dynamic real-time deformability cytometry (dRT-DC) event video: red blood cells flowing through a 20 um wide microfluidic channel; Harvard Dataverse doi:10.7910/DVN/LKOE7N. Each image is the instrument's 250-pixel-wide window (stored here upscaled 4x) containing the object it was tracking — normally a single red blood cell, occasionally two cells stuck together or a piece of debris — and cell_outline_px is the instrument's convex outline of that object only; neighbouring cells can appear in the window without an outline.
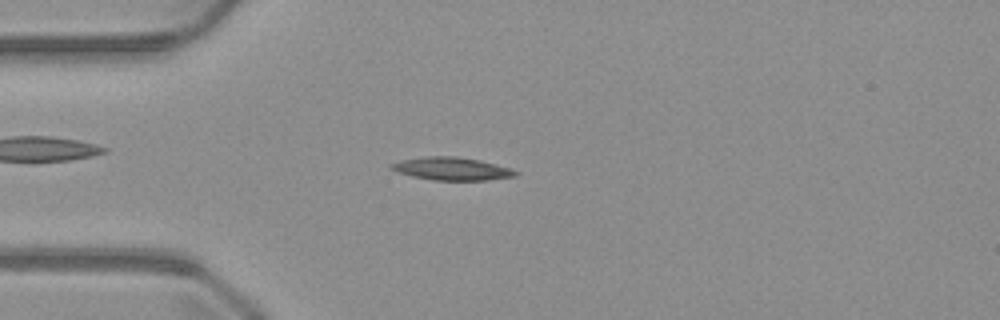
{"species": "common noctule bat (a hibernating species)", "species_latin": "Nyctalus noctula", "temperature_condition": "warm", "stored_images_in_passage": 49, "camera_frame_rate_fps": 3000, "um_per_image_px": 0.085, "animal": {"sex": "male", "body_mass_g": 23.1, "forearm_length_mm": 52.7}, "frame": {"image": 1, "passage_image": 12, "time_ms": 3.667, "image_size_px": [1000, 320], "cell_outline_px": [[520, 172], [516, 176], [488, 180], [432, 180], [412, 176], [388, 168], [388, 164], [400, 160], [424, 156], [456, 156], [480, 160], [512, 168]], "centroid_in_image_um": [38.41, 14.33], "position_along_channel_um": 46.6, "area_um2": 16.76}}
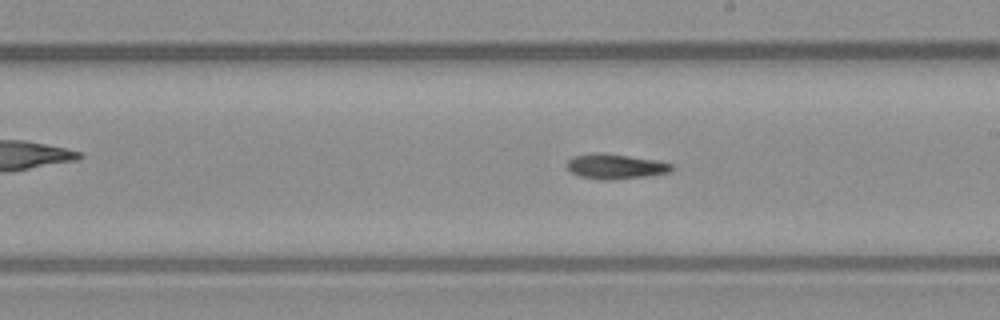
{"frame": {"image": 2, "passage_image": 27, "time_ms": 8.667, "image_size_px": [1000, 320], "cell_outline_px": [[676, 168], [672, 172], [648, 176], [612, 180], [600, 180], [580, 176], [572, 172], [564, 164], [572, 156], [588, 152], [600, 152], [656, 160], [672, 164]], "centroid_in_image_um": [52.3, 14.14], "position_along_channel_um": 236.7, "area_um2": 15.61}}
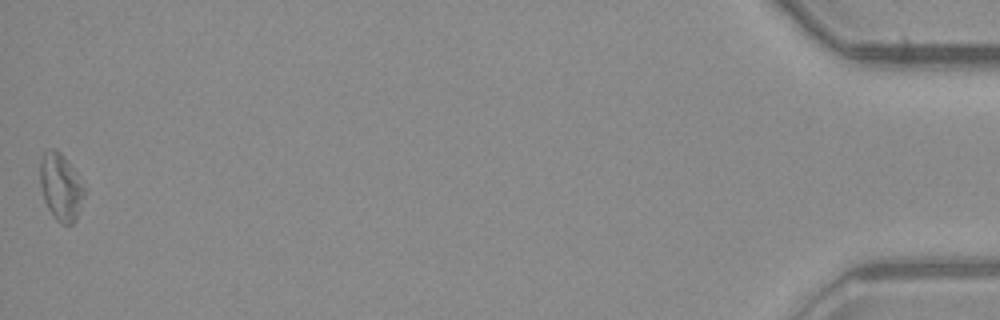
{"frame": {"image": 3, "passage_image": 49, "time_ms": 16.0, "image_size_px": [1000, 320], "cell_outline_px": [[84, 196], [76, 220], [72, 224], [60, 224], [56, 220], [48, 208], [44, 200], [40, 184], [40, 160], [44, 152], [52, 148], [56, 148], [64, 156], [76, 172], [84, 188]], "centroid_in_image_um": [5.15, 15.89], "position_along_channel_um": 430.0, "area_um2": 17.22}}